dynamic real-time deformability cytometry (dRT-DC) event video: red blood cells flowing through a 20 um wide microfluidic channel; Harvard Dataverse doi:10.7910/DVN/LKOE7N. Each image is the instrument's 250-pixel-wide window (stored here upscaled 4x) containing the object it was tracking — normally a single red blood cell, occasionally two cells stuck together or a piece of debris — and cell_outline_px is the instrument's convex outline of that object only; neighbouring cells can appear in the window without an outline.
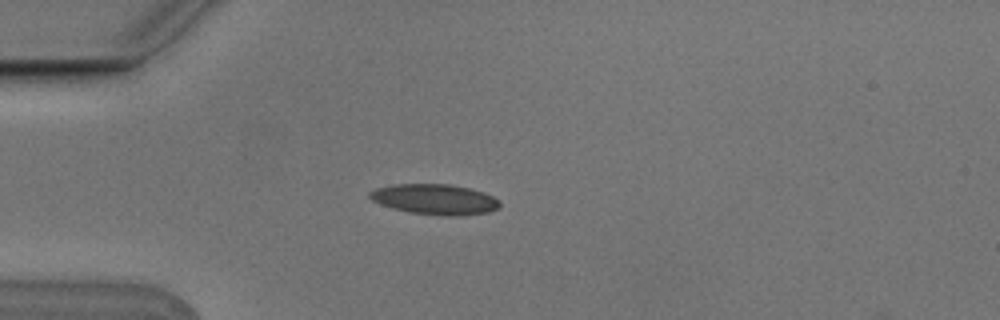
{"species": "Egyptian fruit bat (a non-hibernating species)", "species_latin": "Rousettus aegyptiacus", "temperature_condition": "cold", "stored_images_in_passage": 4, "camera_frame_rate_fps": 3000, "um_per_image_px": 0.085, "animal": {"sex": "male"}, "frame": {"image": 1, "passage_image": 4, "time_ms": 1.0, "image_size_px": [1000, 320], "cell_outline_px": [[500, 204], [496, 208], [488, 212], [460, 216], [440, 216], [408, 212], [392, 208], [380, 204], [372, 200], [368, 196], [368, 192], [376, 188], [392, 184], [448, 184], [468, 188], [484, 192], [500, 200]], "centroid_in_image_um": [36.93, 16.94], "position_along_channel_um": 48.1, "area_um2": 23.18}}